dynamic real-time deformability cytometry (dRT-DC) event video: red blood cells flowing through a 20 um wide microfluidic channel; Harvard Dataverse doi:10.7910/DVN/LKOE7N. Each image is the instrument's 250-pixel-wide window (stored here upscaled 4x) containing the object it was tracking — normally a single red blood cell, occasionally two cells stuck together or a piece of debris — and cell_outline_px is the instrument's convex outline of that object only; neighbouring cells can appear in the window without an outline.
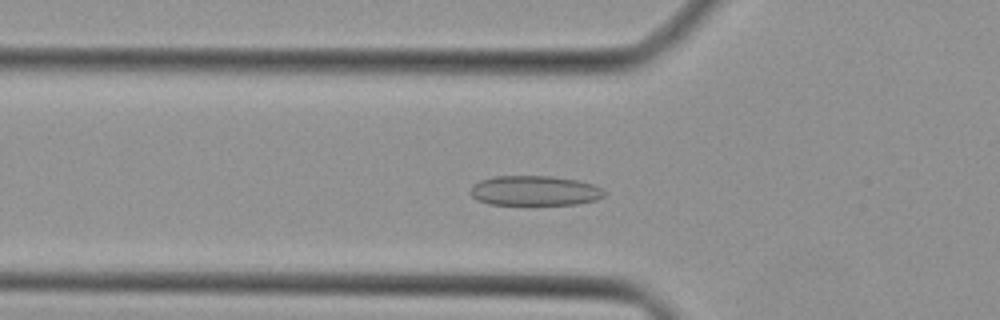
{"species": "Egyptian fruit bat (a non-hibernating species)", "species_latin": "Rousettus aegyptiacus", "temperature_condition": "cold", "stored_images_in_passage": 44, "camera_frame_rate_fps": 3000, "um_per_image_px": 0.085, "animal": {"sex": "female"}, "frame": {"image": 1, "passage_image": 14, "time_ms": 4.333, "image_size_px": [1000, 320], "cell_outline_px": [[604, 196], [596, 200], [576, 204], [488, 204], [472, 196], [468, 192], [472, 184], [480, 180], [496, 176], [552, 176], [576, 180], [592, 184], [600, 188], [604, 192]], "centroid_in_image_um": [45.4, 16.2], "position_along_channel_um": 80.4, "area_um2": 23.18}}
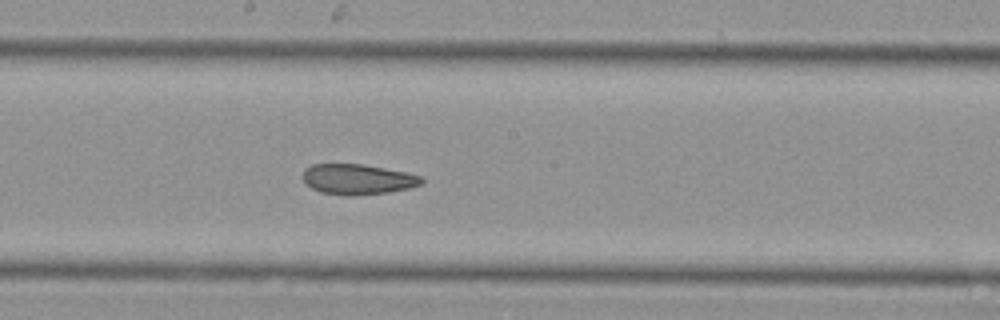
{"frame": {"image": 2, "passage_image": 23, "time_ms": 7.333, "image_size_px": [1000, 320], "cell_outline_px": [[424, 180], [420, 184], [408, 188], [388, 192], [352, 196], [348, 196], [320, 192], [312, 188], [304, 180], [304, 168], [312, 164], [360, 164], [384, 168], [404, 172], [420, 176]], "centroid_in_image_um": [30.37, 15.24], "position_along_channel_um": 217.8, "area_um2": 20.75}}
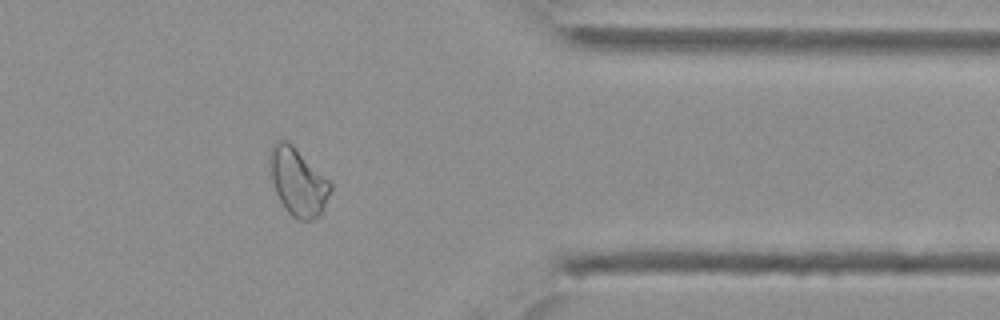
{"frame": {"image": 3, "passage_image": 35, "time_ms": 11.333, "image_size_px": [1000, 320], "cell_outline_px": [[332, 188], [324, 208], [312, 220], [300, 220], [292, 216], [284, 208], [276, 192], [272, 180], [268, 164], [268, 156], [272, 148], [280, 140], [284, 140], [292, 144], [332, 184]], "centroid_in_image_um": [25.31, 15.47], "position_along_channel_um": 386.1, "area_um2": 23.47}}